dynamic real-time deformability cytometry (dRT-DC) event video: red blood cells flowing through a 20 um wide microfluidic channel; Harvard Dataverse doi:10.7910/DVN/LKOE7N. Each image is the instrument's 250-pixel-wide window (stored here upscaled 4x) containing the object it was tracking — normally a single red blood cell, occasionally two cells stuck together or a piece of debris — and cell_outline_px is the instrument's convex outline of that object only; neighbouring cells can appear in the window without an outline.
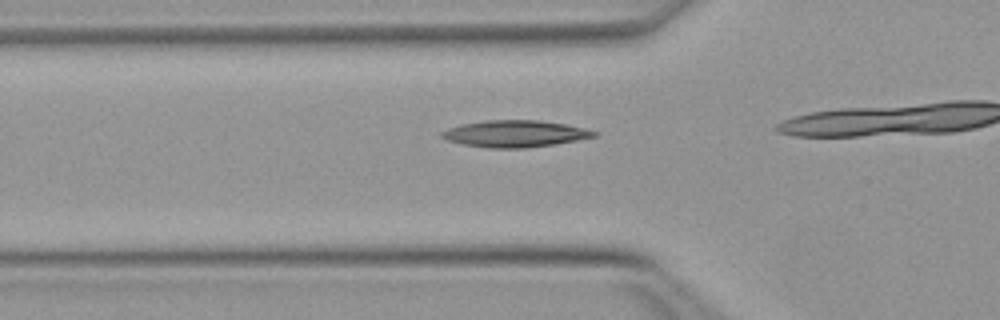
{"species": "Egyptian fruit bat (a non-hibernating species)", "species_latin": "Rousettus aegyptiacus", "temperature_condition": "warm", "stored_images_in_passage": 15, "camera_frame_rate_fps": 3000, "um_per_image_px": 0.085, "animal": {"sex": "female"}, "frame": {"image": 1, "passage_image": 13, "time_ms": 4.0, "image_size_px": [1000, 320], "cell_outline_px": [[600, 132], [596, 136], [556, 144], [524, 148], [488, 148], [464, 144], [448, 140], [440, 136], [440, 132], [448, 128], [464, 124], [484, 120], [540, 120], [564, 124], [584, 128]], "centroid_in_image_um": [43.78, 11.36], "position_along_channel_um": 82.0, "area_um2": 23.64}}